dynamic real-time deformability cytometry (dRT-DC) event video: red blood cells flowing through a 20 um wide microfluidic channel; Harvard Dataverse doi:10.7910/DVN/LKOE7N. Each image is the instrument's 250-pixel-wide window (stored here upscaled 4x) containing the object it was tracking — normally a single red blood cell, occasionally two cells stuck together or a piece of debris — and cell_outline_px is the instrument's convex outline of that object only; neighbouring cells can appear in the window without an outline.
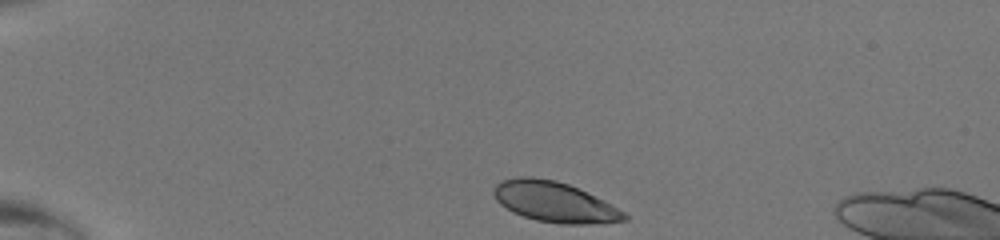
{"species": "human", "species_latin": "Homo sapiens", "temperature_condition": "room temperature", "stored_images_in_passage": 38, "camera_frame_rate_fps": 3000, "um_per_image_px": 0.085, "donor": {"sex": "male"}, "frame": {"image": 1, "passage_image": 1, "time_ms": 0.0, "image_size_px": [1000, 240], "cell_outline_px": [[628, 220], [592, 224], [560, 224], [536, 220], [512, 212], [500, 204], [496, 200], [492, 192], [492, 188], [500, 180], [516, 176], [532, 176], [556, 180], [568, 184], [624, 212], [628, 216]], "centroid_in_image_um": [47.04, 17.16], "position_along_channel_um": 38.0, "area_um2": 30.52}}
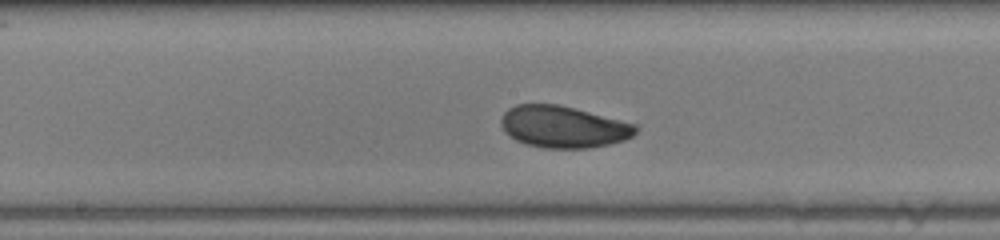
{"frame": {"image": 2, "passage_image": 17, "time_ms": 5.333, "image_size_px": [1000, 240], "cell_outline_px": [[636, 132], [632, 136], [624, 140], [608, 144], [588, 148], [544, 148], [524, 144], [516, 140], [504, 132], [500, 124], [500, 120], [504, 112], [508, 108], [516, 104], [560, 104], [576, 108], [636, 124]], "centroid_in_image_um": [47.84, 10.77], "position_along_channel_um": 200.4, "area_um2": 32.95}}
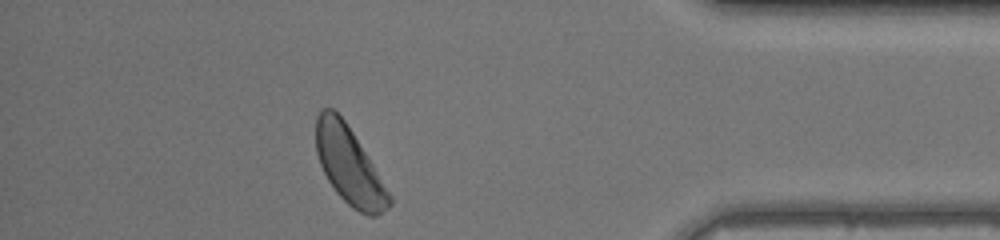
{"frame": {"image": 3, "passage_image": 33, "time_ms": 10.667, "image_size_px": [1000, 240], "cell_outline_px": [[392, 204], [388, 208], [376, 216], [368, 216], [352, 208], [336, 192], [328, 180], [320, 164], [316, 152], [316, 116], [324, 108], [332, 108], [344, 120], [368, 156], [392, 196]], "centroid_in_image_um": [29.69, 14.1], "position_along_channel_um": 405.5, "area_um2": 32.66}}